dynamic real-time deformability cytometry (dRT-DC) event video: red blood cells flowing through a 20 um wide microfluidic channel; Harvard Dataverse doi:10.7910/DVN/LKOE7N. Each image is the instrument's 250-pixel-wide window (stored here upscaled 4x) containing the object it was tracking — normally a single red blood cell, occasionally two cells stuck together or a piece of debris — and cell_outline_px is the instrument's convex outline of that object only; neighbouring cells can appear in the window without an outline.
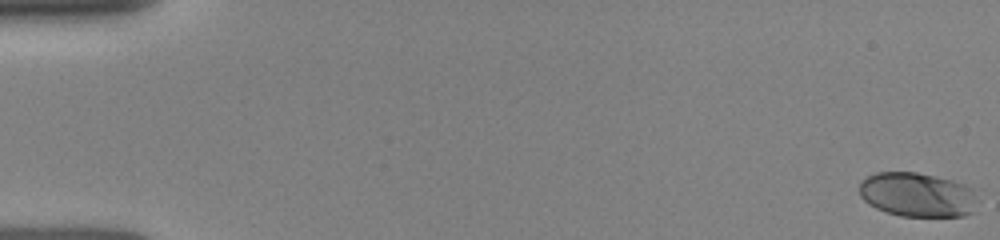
{"species": "human", "species_latin": "Homo sapiens", "temperature_condition": "room temperature", "stored_images_in_passage": 18, "camera_frame_rate_fps": 3000, "um_per_image_px": 0.085, "donor": {"sex": "female"}, "frame": {"image": 1, "passage_image": 1, "time_ms": 0.0, "image_size_px": [1000, 240], "cell_outline_px": [[972, 212], [964, 216], [900, 216], [876, 208], [868, 204], [860, 196], [860, 184], [868, 176], [876, 172], [916, 172], [936, 176], [952, 180], [964, 184], [972, 188]], "centroid_in_image_um": [77.91, 16.54], "position_along_channel_um": 7.1, "area_um2": 30.06}}
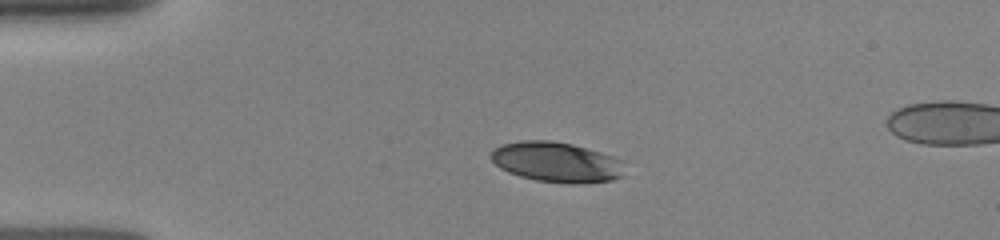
{"frame": {"image": 2, "passage_image": 11, "time_ms": 3.667, "image_size_px": [1000, 240], "cell_outline_px": [[624, 176], [612, 180], [580, 184], [536, 180], [520, 176], [508, 172], [500, 168], [488, 156], [496, 148], [504, 144], [524, 140], [552, 140], [572, 144], [600, 152], [612, 156], [620, 160]], "centroid_in_image_um": [47.3, 13.78], "position_along_channel_um": 37.7, "area_um2": 31.04}}
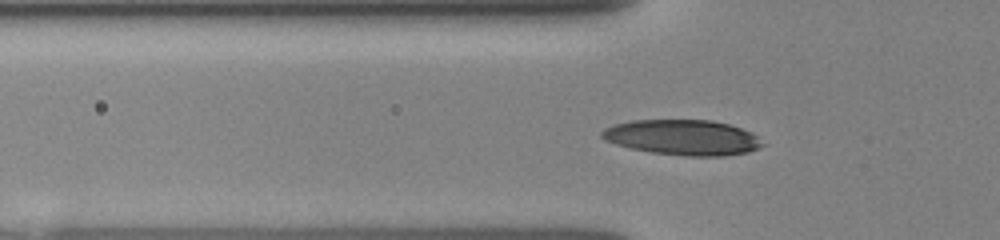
{"frame": {"image": 3, "passage_image": 16, "time_ms": 5.333, "image_size_px": [1000, 240], "cell_outline_px": [[768, 144], [748, 152], [724, 156], [684, 156], [652, 152], [632, 148], [616, 144], [604, 140], [600, 136], [600, 132], [604, 128], [612, 124], [632, 120], [712, 120], [728, 124], [752, 132]], "centroid_in_image_um": [58.05, 11.68], "position_along_channel_um": 67.8, "area_um2": 33.35}}